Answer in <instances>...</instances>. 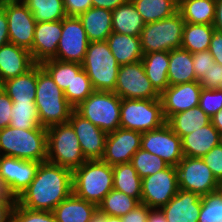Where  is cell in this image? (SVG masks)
<instances>
[{"label":"cell","instance_id":"6da1fadb","mask_svg":"<svg viewBox=\"0 0 222 222\" xmlns=\"http://www.w3.org/2000/svg\"><path fill=\"white\" fill-rule=\"evenodd\" d=\"M72 193V171L45 161L39 164L35 178L16 202L29 210L52 212Z\"/></svg>","mask_w":222,"mask_h":222},{"label":"cell","instance_id":"7a4b0ae2","mask_svg":"<svg viewBox=\"0 0 222 222\" xmlns=\"http://www.w3.org/2000/svg\"><path fill=\"white\" fill-rule=\"evenodd\" d=\"M35 96V104L42 127L48 128L68 122L74 107L66 100L64 92L40 64H37Z\"/></svg>","mask_w":222,"mask_h":222},{"label":"cell","instance_id":"3957f363","mask_svg":"<svg viewBox=\"0 0 222 222\" xmlns=\"http://www.w3.org/2000/svg\"><path fill=\"white\" fill-rule=\"evenodd\" d=\"M0 155L37 162L47 160V128L33 130L11 126L0 129Z\"/></svg>","mask_w":222,"mask_h":222},{"label":"cell","instance_id":"277c9868","mask_svg":"<svg viewBox=\"0 0 222 222\" xmlns=\"http://www.w3.org/2000/svg\"><path fill=\"white\" fill-rule=\"evenodd\" d=\"M73 194L98 206L113 189L112 166L102 160H86L72 171Z\"/></svg>","mask_w":222,"mask_h":222},{"label":"cell","instance_id":"5b68a950","mask_svg":"<svg viewBox=\"0 0 222 222\" xmlns=\"http://www.w3.org/2000/svg\"><path fill=\"white\" fill-rule=\"evenodd\" d=\"M119 67L106 41L89 42L82 68L94 90L114 92Z\"/></svg>","mask_w":222,"mask_h":222},{"label":"cell","instance_id":"8992f818","mask_svg":"<svg viewBox=\"0 0 222 222\" xmlns=\"http://www.w3.org/2000/svg\"><path fill=\"white\" fill-rule=\"evenodd\" d=\"M71 171L79 168L85 161L78 137L67 122L47 128V160Z\"/></svg>","mask_w":222,"mask_h":222},{"label":"cell","instance_id":"52a82bcc","mask_svg":"<svg viewBox=\"0 0 222 222\" xmlns=\"http://www.w3.org/2000/svg\"><path fill=\"white\" fill-rule=\"evenodd\" d=\"M121 98L111 91H94L74 110L108 133L120 128Z\"/></svg>","mask_w":222,"mask_h":222},{"label":"cell","instance_id":"ba28073f","mask_svg":"<svg viewBox=\"0 0 222 222\" xmlns=\"http://www.w3.org/2000/svg\"><path fill=\"white\" fill-rule=\"evenodd\" d=\"M185 23L179 12L169 18L147 23L140 34L142 53L181 48Z\"/></svg>","mask_w":222,"mask_h":222},{"label":"cell","instance_id":"9c48e42d","mask_svg":"<svg viewBox=\"0 0 222 222\" xmlns=\"http://www.w3.org/2000/svg\"><path fill=\"white\" fill-rule=\"evenodd\" d=\"M166 123L159 99H121L120 127L141 133Z\"/></svg>","mask_w":222,"mask_h":222},{"label":"cell","instance_id":"30bf717a","mask_svg":"<svg viewBox=\"0 0 222 222\" xmlns=\"http://www.w3.org/2000/svg\"><path fill=\"white\" fill-rule=\"evenodd\" d=\"M176 169L179 189L201 197L218 190L219 181L202 158L184 156Z\"/></svg>","mask_w":222,"mask_h":222},{"label":"cell","instance_id":"8fae6325","mask_svg":"<svg viewBox=\"0 0 222 222\" xmlns=\"http://www.w3.org/2000/svg\"><path fill=\"white\" fill-rule=\"evenodd\" d=\"M114 93L121 99L160 98V94L146 76L142 61L119 67Z\"/></svg>","mask_w":222,"mask_h":222},{"label":"cell","instance_id":"7c38bea8","mask_svg":"<svg viewBox=\"0 0 222 222\" xmlns=\"http://www.w3.org/2000/svg\"><path fill=\"white\" fill-rule=\"evenodd\" d=\"M141 204L149 208L165 206L179 190L177 169L168 166L166 169L142 179Z\"/></svg>","mask_w":222,"mask_h":222},{"label":"cell","instance_id":"4fadbf2b","mask_svg":"<svg viewBox=\"0 0 222 222\" xmlns=\"http://www.w3.org/2000/svg\"><path fill=\"white\" fill-rule=\"evenodd\" d=\"M8 21L9 42L30 50L36 20L21 0H5L3 9Z\"/></svg>","mask_w":222,"mask_h":222},{"label":"cell","instance_id":"5bb4252c","mask_svg":"<svg viewBox=\"0 0 222 222\" xmlns=\"http://www.w3.org/2000/svg\"><path fill=\"white\" fill-rule=\"evenodd\" d=\"M88 45L89 40L79 17L66 16L62 19L61 38L53 59L82 64Z\"/></svg>","mask_w":222,"mask_h":222},{"label":"cell","instance_id":"9a60e30c","mask_svg":"<svg viewBox=\"0 0 222 222\" xmlns=\"http://www.w3.org/2000/svg\"><path fill=\"white\" fill-rule=\"evenodd\" d=\"M141 149L162 158L176 167L183 159L181 138L165 123L162 127L142 133Z\"/></svg>","mask_w":222,"mask_h":222},{"label":"cell","instance_id":"2e32d148","mask_svg":"<svg viewBox=\"0 0 222 222\" xmlns=\"http://www.w3.org/2000/svg\"><path fill=\"white\" fill-rule=\"evenodd\" d=\"M141 139V132L122 127L108 133L101 160L112 167L131 162L133 155L141 148Z\"/></svg>","mask_w":222,"mask_h":222},{"label":"cell","instance_id":"e0dca14e","mask_svg":"<svg viewBox=\"0 0 222 222\" xmlns=\"http://www.w3.org/2000/svg\"><path fill=\"white\" fill-rule=\"evenodd\" d=\"M41 162L0 155V177L17 199L35 178Z\"/></svg>","mask_w":222,"mask_h":222},{"label":"cell","instance_id":"ac0fdd59","mask_svg":"<svg viewBox=\"0 0 222 222\" xmlns=\"http://www.w3.org/2000/svg\"><path fill=\"white\" fill-rule=\"evenodd\" d=\"M68 123L78 137L85 159L101 160L104 155L107 133L83 118L75 110L71 113Z\"/></svg>","mask_w":222,"mask_h":222},{"label":"cell","instance_id":"d6986e66","mask_svg":"<svg viewBox=\"0 0 222 222\" xmlns=\"http://www.w3.org/2000/svg\"><path fill=\"white\" fill-rule=\"evenodd\" d=\"M202 88L199 81L168 86L160 94L166 121L176 113L199 106Z\"/></svg>","mask_w":222,"mask_h":222},{"label":"cell","instance_id":"ffe728a7","mask_svg":"<svg viewBox=\"0 0 222 222\" xmlns=\"http://www.w3.org/2000/svg\"><path fill=\"white\" fill-rule=\"evenodd\" d=\"M61 33L62 20L36 22L34 41L29 50L36 64H41L56 56Z\"/></svg>","mask_w":222,"mask_h":222},{"label":"cell","instance_id":"44dd1931","mask_svg":"<svg viewBox=\"0 0 222 222\" xmlns=\"http://www.w3.org/2000/svg\"><path fill=\"white\" fill-rule=\"evenodd\" d=\"M36 63L28 49L7 43L0 47V85L26 73Z\"/></svg>","mask_w":222,"mask_h":222},{"label":"cell","instance_id":"7402d4cb","mask_svg":"<svg viewBox=\"0 0 222 222\" xmlns=\"http://www.w3.org/2000/svg\"><path fill=\"white\" fill-rule=\"evenodd\" d=\"M160 209L167 222H198L201 196L179 189L178 193Z\"/></svg>","mask_w":222,"mask_h":222},{"label":"cell","instance_id":"603a6c76","mask_svg":"<svg viewBox=\"0 0 222 222\" xmlns=\"http://www.w3.org/2000/svg\"><path fill=\"white\" fill-rule=\"evenodd\" d=\"M219 139V131L210 122L208 125L181 138L183 155L192 158H202L219 144Z\"/></svg>","mask_w":222,"mask_h":222},{"label":"cell","instance_id":"cb8c5ba5","mask_svg":"<svg viewBox=\"0 0 222 222\" xmlns=\"http://www.w3.org/2000/svg\"><path fill=\"white\" fill-rule=\"evenodd\" d=\"M89 42L106 41L112 31V11L91 7L86 12L80 14Z\"/></svg>","mask_w":222,"mask_h":222},{"label":"cell","instance_id":"d4e9b609","mask_svg":"<svg viewBox=\"0 0 222 222\" xmlns=\"http://www.w3.org/2000/svg\"><path fill=\"white\" fill-rule=\"evenodd\" d=\"M106 42L120 66L142 60L143 53L140 36H129L112 32Z\"/></svg>","mask_w":222,"mask_h":222},{"label":"cell","instance_id":"484cf974","mask_svg":"<svg viewBox=\"0 0 222 222\" xmlns=\"http://www.w3.org/2000/svg\"><path fill=\"white\" fill-rule=\"evenodd\" d=\"M97 206L74 195L63 200L52 211L57 222H89Z\"/></svg>","mask_w":222,"mask_h":222},{"label":"cell","instance_id":"4316f807","mask_svg":"<svg viewBox=\"0 0 222 222\" xmlns=\"http://www.w3.org/2000/svg\"><path fill=\"white\" fill-rule=\"evenodd\" d=\"M145 22L133 2L128 0L112 11V31L129 36H140Z\"/></svg>","mask_w":222,"mask_h":222},{"label":"cell","instance_id":"83f0119b","mask_svg":"<svg viewBox=\"0 0 222 222\" xmlns=\"http://www.w3.org/2000/svg\"><path fill=\"white\" fill-rule=\"evenodd\" d=\"M37 64L26 73L3 82L0 87L12 101L28 102L36 100Z\"/></svg>","mask_w":222,"mask_h":222},{"label":"cell","instance_id":"f1b7e54d","mask_svg":"<svg viewBox=\"0 0 222 222\" xmlns=\"http://www.w3.org/2000/svg\"><path fill=\"white\" fill-rule=\"evenodd\" d=\"M142 64L154 89L161 94L168 86L169 51L143 54Z\"/></svg>","mask_w":222,"mask_h":222},{"label":"cell","instance_id":"f546056e","mask_svg":"<svg viewBox=\"0 0 222 222\" xmlns=\"http://www.w3.org/2000/svg\"><path fill=\"white\" fill-rule=\"evenodd\" d=\"M167 74L169 86L197 81L193 69L192 53L183 48H176L169 51V68Z\"/></svg>","mask_w":222,"mask_h":222},{"label":"cell","instance_id":"4dcf8cb0","mask_svg":"<svg viewBox=\"0 0 222 222\" xmlns=\"http://www.w3.org/2000/svg\"><path fill=\"white\" fill-rule=\"evenodd\" d=\"M208 116L199 106L172 115L166 123L182 138L208 125L211 122Z\"/></svg>","mask_w":222,"mask_h":222},{"label":"cell","instance_id":"1f68e13d","mask_svg":"<svg viewBox=\"0 0 222 222\" xmlns=\"http://www.w3.org/2000/svg\"><path fill=\"white\" fill-rule=\"evenodd\" d=\"M216 0H180L178 12L185 22L212 25L215 18Z\"/></svg>","mask_w":222,"mask_h":222},{"label":"cell","instance_id":"d6a6232c","mask_svg":"<svg viewBox=\"0 0 222 222\" xmlns=\"http://www.w3.org/2000/svg\"><path fill=\"white\" fill-rule=\"evenodd\" d=\"M113 169V189L123 192L141 202L142 179L131 162L118 164Z\"/></svg>","mask_w":222,"mask_h":222},{"label":"cell","instance_id":"836d02e7","mask_svg":"<svg viewBox=\"0 0 222 222\" xmlns=\"http://www.w3.org/2000/svg\"><path fill=\"white\" fill-rule=\"evenodd\" d=\"M214 29L213 25L186 22L183 29L181 48L191 53L209 50Z\"/></svg>","mask_w":222,"mask_h":222},{"label":"cell","instance_id":"e575fe53","mask_svg":"<svg viewBox=\"0 0 222 222\" xmlns=\"http://www.w3.org/2000/svg\"><path fill=\"white\" fill-rule=\"evenodd\" d=\"M145 24L169 18L178 12L177 0H131Z\"/></svg>","mask_w":222,"mask_h":222},{"label":"cell","instance_id":"d590c367","mask_svg":"<svg viewBox=\"0 0 222 222\" xmlns=\"http://www.w3.org/2000/svg\"><path fill=\"white\" fill-rule=\"evenodd\" d=\"M94 91L82 64L73 62V82L64 92L66 100L75 108Z\"/></svg>","mask_w":222,"mask_h":222},{"label":"cell","instance_id":"8d00e7d4","mask_svg":"<svg viewBox=\"0 0 222 222\" xmlns=\"http://www.w3.org/2000/svg\"><path fill=\"white\" fill-rule=\"evenodd\" d=\"M32 12L36 22H54L67 15L63 0H21Z\"/></svg>","mask_w":222,"mask_h":222},{"label":"cell","instance_id":"74e56055","mask_svg":"<svg viewBox=\"0 0 222 222\" xmlns=\"http://www.w3.org/2000/svg\"><path fill=\"white\" fill-rule=\"evenodd\" d=\"M140 203L139 200L112 189L97 208L107 215L122 217L135 209Z\"/></svg>","mask_w":222,"mask_h":222},{"label":"cell","instance_id":"f35d334b","mask_svg":"<svg viewBox=\"0 0 222 222\" xmlns=\"http://www.w3.org/2000/svg\"><path fill=\"white\" fill-rule=\"evenodd\" d=\"M10 117L11 127L25 130H33L36 127H42L40 125L38 110L35 101H13V107Z\"/></svg>","mask_w":222,"mask_h":222},{"label":"cell","instance_id":"ab89813d","mask_svg":"<svg viewBox=\"0 0 222 222\" xmlns=\"http://www.w3.org/2000/svg\"><path fill=\"white\" fill-rule=\"evenodd\" d=\"M131 163L141 179L162 171L169 166L159 156L141 148L133 155Z\"/></svg>","mask_w":222,"mask_h":222},{"label":"cell","instance_id":"60d3db41","mask_svg":"<svg viewBox=\"0 0 222 222\" xmlns=\"http://www.w3.org/2000/svg\"><path fill=\"white\" fill-rule=\"evenodd\" d=\"M63 92L73 82V62L49 59L40 64Z\"/></svg>","mask_w":222,"mask_h":222},{"label":"cell","instance_id":"b9f144b4","mask_svg":"<svg viewBox=\"0 0 222 222\" xmlns=\"http://www.w3.org/2000/svg\"><path fill=\"white\" fill-rule=\"evenodd\" d=\"M198 222H222V194L219 190L201 197Z\"/></svg>","mask_w":222,"mask_h":222},{"label":"cell","instance_id":"7bdbcfd3","mask_svg":"<svg viewBox=\"0 0 222 222\" xmlns=\"http://www.w3.org/2000/svg\"><path fill=\"white\" fill-rule=\"evenodd\" d=\"M12 222H57L53 212L35 211L20 206L17 202L12 210Z\"/></svg>","mask_w":222,"mask_h":222},{"label":"cell","instance_id":"ee69618b","mask_svg":"<svg viewBox=\"0 0 222 222\" xmlns=\"http://www.w3.org/2000/svg\"><path fill=\"white\" fill-rule=\"evenodd\" d=\"M199 107L210 117L222 110V91L202 88Z\"/></svg>","mask_w":222,"mask_h":222},{"label":"cell","instance_id":"f6af8a7d","mask_svg":"<svg viewBox=\"0 0 222 222\" xmlns=\"http://www.w3.org/2000/svg\"><path fill=\"white\" fill-rule=\"evenodd\" d=\"M192 57L195 76L197 81H199L202 77H204V74H207L211 65L214 64L215 61L209 50L192 53Z\"/></svg>","mask_w":222,"mask_h":222},{"label":"cell","instance_id":"bcb514c9","mask_svg":"<svg viewBox=\"0 0 222 222\" xmlns=\"http://www.w3.org/2000/svg\"><path fill=\"white\" fill-rule=\"evenodd\" d=\"M202 160L211 169L216 179L222 181V146L220 144L213 147Z\"/></svg>","mask_w":222,"mask_h":222},{"label":"cell","instance_id":"7dc6e473","mask_svg":"<svg viewBox=\"0 0 222 222\" xmlns=\"http://www.w3.org/2000/svg\"><path fill=\"white\" fill-rule=\"evenodd\" d=\"M220 79H222V65L215 62L207 74H204V77L199 80V83L203 88L217 89Z\"/></svg>","mask_w":222,"mask_h":222},{"label":"cell","instance_id":"c3c4849f","mask_svg":"<svg viewBox=\"0 0 222 222\" xmlns=\"http://www.w3.org/2000/svg\"><path fill=\"white\" fill-rule=\"evenodd\" d=\"M13 101L0 87V129L10 126Z\"/></svg>","mask_w":222,"mask_h":222},{"label":"cell","instance_id":"681fc988","mask_svg":"<svg viewBox=\"0 0 222 222\" xmlns=\"http://www.w3.org/2000/svg\"><path fill=\"white\" fill-rule=\"evenodd\" d=\"M67 16H76L86 12L92 6V0H63Z\"/></svg>","mask_w":222,"mask_h":222},{"label":"cell","instance_id":"f907efd6","mask_svg":"<svg viewBox=\"0 0 222 222\" xmlns=\"http://www.w3.org/2000/svg\"><path fill=\"white\" fill-rule=\"evenodd\" d=\"M149 207L145 204H139L135 209L121 217L123 222H147Z\"/></svg>","mask_w":222,"mask_h":222},{"label":"cell","instance_id":"816d5d0a","mask_svg":"<svg viewBox=\"0 0 222 222\" xmlns=\"http://www.w3.org/2000/svg\"><path fill=\"white\" fill-rule=\"evenodd\" d=\"M209 52L213 56L214 61L222 65V31L214 29L210 41Z\"/></svg>","mask_w":222,"mask_h":222},{"label":"cell","instance_id":"f5cc1de1","mask_svg":"<svg viewBox=\"0 0 222 222\" xmlns=\"http://www.w3.org/2000/svg\"><path fill=\"white\" fill-rule=\"evenodd\" d=\"M16 202L0 201V222L12 221V210Z\"/></svg>","mask_w":222,"mask_h":222},{"label":"cell","instance_id":"db71d44e","mask_svg":"<svg viewBox=\"0 0 222 222\" xmlns=\"http://www.w3.org/2000/svg\"><path fill=\"white\" fill-rule=\"evenodd\" d=\"M128 0H92V6L113 11Z\"/></svg>","mask_w":222,"mask_h":222},{"label":"cell","instance_id":"11a10c76","mask_svg":"<svg viewBox=\"0 0 222 222\" xmlns=\"http://www.w3.org/2000/svg\"><path fill=\"white\" fill-rule=\"evenodd\" d=\"M9 43L8 21L5 12H0V47Z\"/></svg>","mask_w":222,"mask_h":222},{"label":"cell","instance_id":"9f6ffc18","mask_svg":"<svg viewBox=\"0 0 222 222\" xmlns=\"http://www.w3.org/2000/svg\"><path fill=\"white\" fill-rule=\"evenodd\" d=\"M0 201L16 202V198L2 177H0Z\"/></svg>","mask_w":222,"mask_h":222},{"label":"cell","instance_id":"6f0895ef","mask_svg":"<svg viewBox=\"0 0 222 222\" xmlns=\"http://www.w3.org/2000/svg\"><path fill=\"white\" fill-rule=\"evenodd\" d=\"M212 25L215 29L222 31V0H216L215 18Z\"/></svg>","mask_w":222,"mask_h":222},{"label":"cell","instance_id":"680465c9","mask_svg":"<svg viewBox=\"0 0 222 222\" xmlns=\"http://www.w3.org/2000/svg\"><path fill=\"white\" fill-rule=\"evenodd\" d=\"M147 222H167L160 208H150Z\"/></svg>","mask_w":222,"mask_h":222},{"label":"cell","instance_id":"91938a15","mask_svg":"<svg viewBox=\"0 0 222 222\" xmlns=\"http://www.w3.org/2000/svg\"><path fill=\"white\" fill-rule=\"evenodd\" d=\"M211 123L213 126L219 131V133H222V110L217 112L215 115H213L211 118Z\"/></svg>","mask_w":222,"mask_h":222},{"label":"cell","instance_id":"94428289","mask_svg":"<svg viewBox=\"0 0 222 222\" xmlns=\"http://www.w3.org/2000/svg\"><path fill=\"white\" fill-rule=\"evenodd\" d=\"M89 222H107V214L97 208Z\"/></svg>","mask_w":222,"mask_h":222},{"label":"cell","instance_id":"6125c7cd","mask_svg":"<svg viewBox=\"0 0 222 222\" xmlns=\"http://www.w3.org/2000/svg\"><path fill=\"white\" fill-rule=\"evenodd\" d=\"M107 222H123L121 217L107 215Z\"/></svg>","mask_w":222,"mask_h":222},{"label":"cell","instance_id":"be15d7a7","mask_svg":"<svg viewBox=\"0 0 222 222\" xmlns=\"http://www.w3.org/2000/svg\"><path fill=\"white\" fill-rule=\"evenodd\" d=\"M218 190L222 194V181L219 182Z\"/></svg>","mask_w":222,"mask_h":222},{"label":"cell","instance_id":"e7e4bbea","mask_svg":"<svg viewBox=\"0 0 222 222\" xmlns=\"http://www.w3.org/2000/svg\"><path fill=\"white\" fill-rule=\"evenodd\" d=\"M218 90L222 91V79H220L219 81V85H218Z\"/></svg>","mask_w":222,"mask_h":222},{"label":"cell","instance_id":"03108f58","mask_svg":"<svg viewBox=\"0 0 222 222\" xmlns=\"http://www.w3.org/2000/svg\"><path fill=\"white\" fill-rule=\"evenodd\" d=\"M5 0H0V12L2 11L3 9V4H4Z\"/></svg>","mask_w":222,"mask_h":222},{"label":"cell","instance_id":"003e7915","mask_svg":"<svg viewBox=\"0 0 222 222\" xmlns=\"http://www.w3.org/2000/svg\"><path fill=\"white\" fill-rule=\"evenodd\" d=\"M219 144L222 146V133L220 134Z\"/></svg>","mask_w":222,"mask_h":222}]
</instances>
